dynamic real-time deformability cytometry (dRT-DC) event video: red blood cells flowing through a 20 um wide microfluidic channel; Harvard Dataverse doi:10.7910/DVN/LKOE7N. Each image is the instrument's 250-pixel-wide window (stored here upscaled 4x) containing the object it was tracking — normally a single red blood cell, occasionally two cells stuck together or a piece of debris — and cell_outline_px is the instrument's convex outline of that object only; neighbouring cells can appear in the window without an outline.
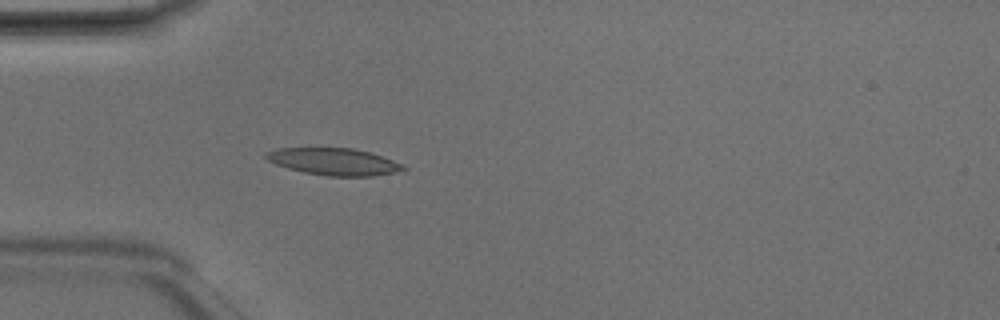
{"species": "Egyptian fruit bat (a non-hibernating species)", "species_latin": "Rousettus aegyptiacus", "temperature_condition": "room temperature", "stored_images_in_passage": 2, "camera_frame_rate_fps": 3000, "um_per_image_px": 0.085, "animal": {"sex": "male"}, "frame": {"image": 1, "passage_image": 2, "time_ms": 0.333, "image_size_px": [1000, 320], "cell_outline_px": [[408, 168], [396, 172], [372, 176], [328, 176], [304, 172], [288, 168], [276, 164], [268, 160], [264, 156], [264, 152], [276, 148], [352, 148], [368, 152], [404, 164]], "centroid_in_image_um": [28.36, 13.74], "position_along_channel_um": 56.6, "area_um2": 21.5}}